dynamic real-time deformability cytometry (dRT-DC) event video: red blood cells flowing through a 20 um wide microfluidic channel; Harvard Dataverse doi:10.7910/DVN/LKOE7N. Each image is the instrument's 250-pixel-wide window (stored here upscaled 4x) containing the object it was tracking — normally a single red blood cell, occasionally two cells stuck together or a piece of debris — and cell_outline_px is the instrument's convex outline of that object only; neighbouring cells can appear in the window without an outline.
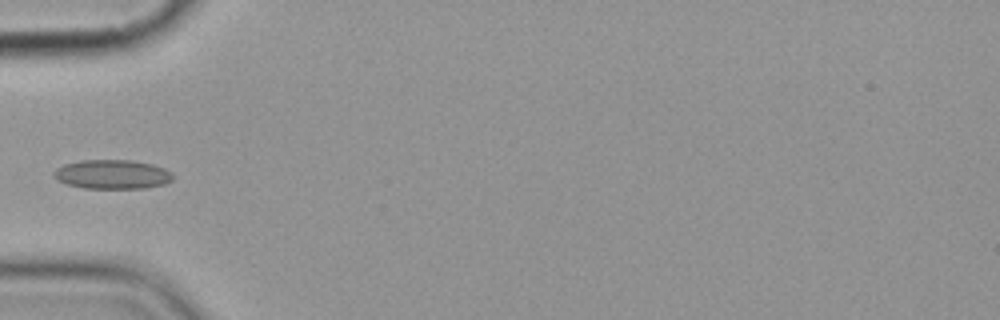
{"species": "common noctule bat (a hibernating species)", "species_latin": "Nyctalus noctula", "temperature_condition": "cold", "stored_images_in_passage": 3, "camera_frame_rate_fps": 3000, "um_per_image_px": 0.085, "animal": {"sex": "female", "body_mass_g": 19.9}, "frame": {"image": 1, "passage_image": 3, "time_ms": 2.333, "image_size_px": [1000, 320], "cell_outline_px": [[176, 176], [172, 180], [164, 184], [144, 188], [84, 188], [68, 184], [52, 176], [52, 172], [56, 168], [64, 164], [80, 160], [132, 160], [152, 164], [164, 168], [172, 172]], "centroid_in_image_um": [9.57, 14.81], "position_along_channel_um": 75.4, "area_um2": 20.35}}